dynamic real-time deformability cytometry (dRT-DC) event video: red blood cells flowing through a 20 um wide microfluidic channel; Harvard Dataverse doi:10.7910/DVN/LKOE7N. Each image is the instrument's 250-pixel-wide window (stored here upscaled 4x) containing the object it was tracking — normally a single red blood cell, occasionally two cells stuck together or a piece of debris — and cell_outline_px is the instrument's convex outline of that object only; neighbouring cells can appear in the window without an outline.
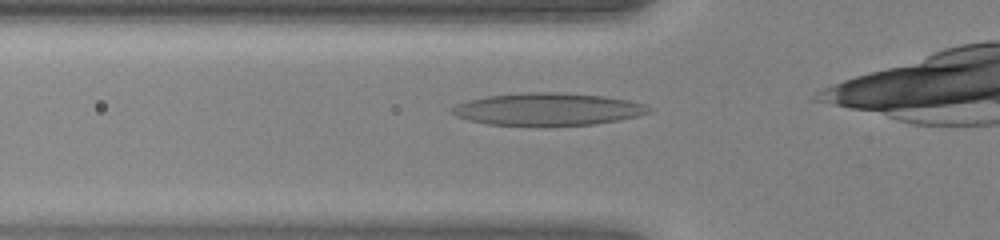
{"species": "human", "species_latin": "Homo sapiens", "temperature_condition": "warm", "stored_images_in_passage": 27, "camera_frame_rate_fps": 3000, "um_per_image_px": 0.085, "donor": {"sex": "female"}, "frame": {"image": 1, "passage_image": 3, "time_ms": 0.667, "image_size_px": [1000, 240], "cell_outline_px": [[652, 112], [636, 116], [596, 124], [544, 128], [488, 124], [472, 120], [460, 116], [452, 112], [452, 108], [460, 104], [472, 100], [488, 96], [528, 92], [552, 92], [600, 96], [628, 100], [644, 104]], "centroid_in_image_um": [46.6, 9.32], "position_along_channel_um": 79.2, "area_um2": 37.22}}
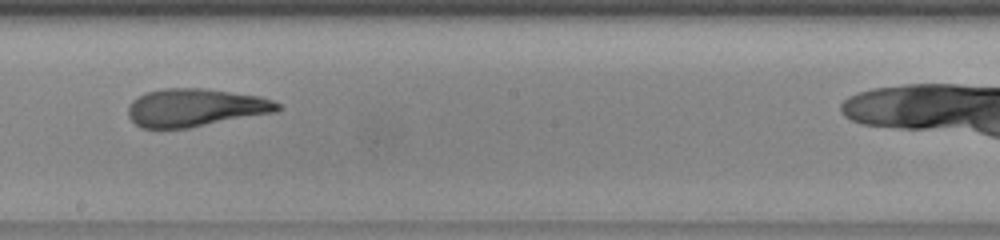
{"frame": {"image": 2, "passage_image": 13, "time_ms": 4.0, "image_size_px": [1000, 240], "cell_outline_px": [[280, 108], [276, 112], [188, 128], [144, 128], [136, 124], [128, 116], [128, 108], [140, 96], [148, 92], [164, 88], [204, 88], [256, 96], [272, 100], [280, 104]], "centroid_in_image_um": [16.62, 9.15], "position_along_channel_um": 231.6, "area_um2": 32.48}}
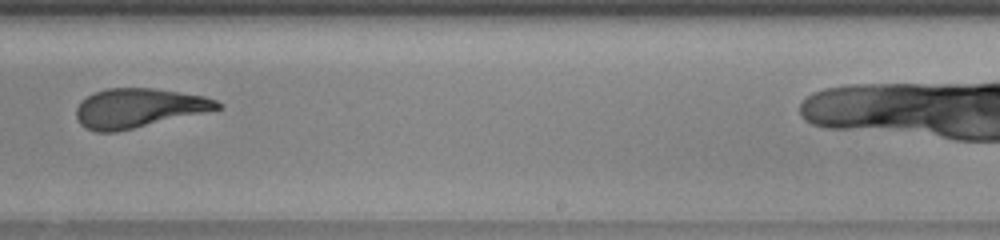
{"frame": {"image": 3, "passage_image": 16, "time_ms": 5.0, "image_size_px": [1000, 240], "cell_outline_px": [[220, 108], [116, 132], [96, 132], [84, 128], [80, 124], [76, 116], [76, 108], [80, 100], [96, 92], [108, 88], [152, 88], [204, 96], [216, 100], [220, 104]], "centroid_in_image_um": [11.69, 9.18], "position_along_channel_um": 277.3, "area_um2": 31.73}}